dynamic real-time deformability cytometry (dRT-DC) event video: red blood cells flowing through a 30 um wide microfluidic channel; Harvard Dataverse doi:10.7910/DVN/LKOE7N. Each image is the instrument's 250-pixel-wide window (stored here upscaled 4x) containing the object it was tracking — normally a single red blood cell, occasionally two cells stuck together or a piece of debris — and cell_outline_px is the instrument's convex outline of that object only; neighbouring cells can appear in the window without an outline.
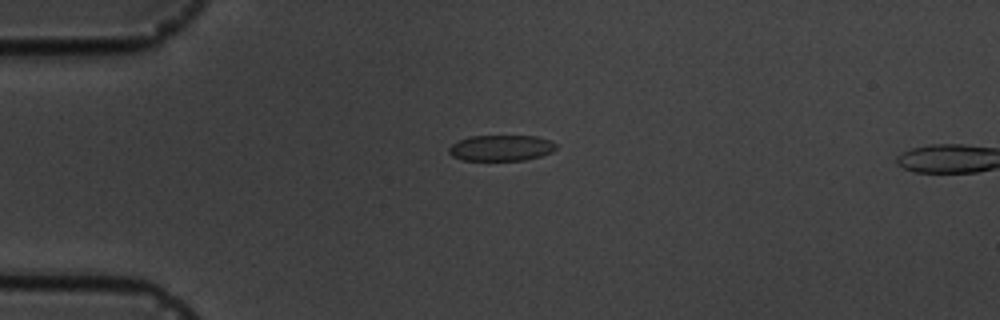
{"species": "common noctule bat (a hibernating species)", "species_latin": "Nyctalus noctula", "temperature_condition": "cold", "stored_images_in_passage": 2, "camera_frame_rate_fps": 3000, "um_per_image_px": 0.085, "animal": {"sex": "male", "body_mass_g": 19.5, "forearm_length_mm": 54.6}, "frame": {"image": 1, "passage_image": 1, "time_ms": 0.0, "image_size_px": [1000, 320], "cell_outline_px": [[556, 148], [552, 152], [540, 156], [524, 160], [460, 160], [452, 156], [448, 152], [448, 148], [452, 144], [460, 140], [472, 136], [536, 136], [548, 140], [556, 144]], "centroid_in_image_um": [42.57, 12.58], "position_along_channel_um": 42.4, "area_um2": 16.07}}